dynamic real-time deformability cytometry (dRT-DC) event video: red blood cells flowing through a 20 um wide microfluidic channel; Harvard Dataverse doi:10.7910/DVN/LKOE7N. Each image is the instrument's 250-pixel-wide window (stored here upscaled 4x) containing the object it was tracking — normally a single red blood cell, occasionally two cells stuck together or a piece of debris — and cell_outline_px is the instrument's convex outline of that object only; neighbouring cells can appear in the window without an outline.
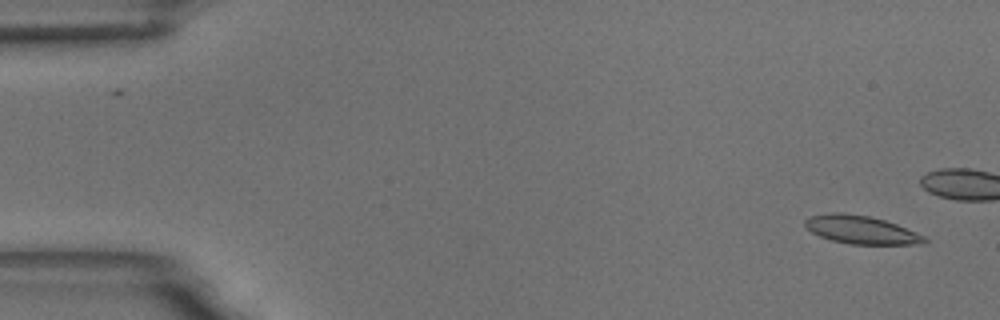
{"species": "common noctule bat (a hibernating species)", "species_latin": "Nyctalus noctula", "temperature_condition": "room temperature", "stored_images_in_passage": 59, "camera_frame_rate_fps": 3000, "um_per_image_px": 0.085, "animal": {"sex": "male", "body_mass_g": 18.8}, "frame": {"image": 1, "passage_image": 2, "time_ms": 0.333, "image_size_px": [1000, 320], "cell_outline_px": [[928, 240], [924, 244], [848, 244], [832, 240], [820, 236], [812, 232], [804, 224], [804, 220], [808, 216], [828, 212], [844, 212], [868, 216], [884, 220], [896, 224], [924, 236]], "centroid_in_image_um": [73.15, 19.52], "position_along_channel_um": 11.8, "area_um2": 19.59}}
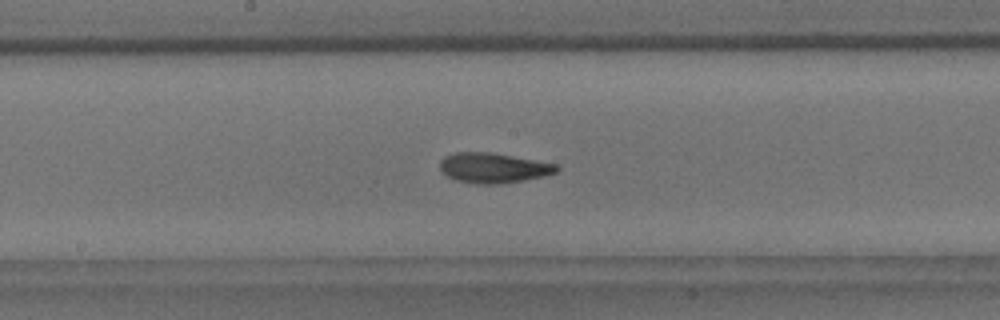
{"frame": {"image": 2, "passage_image": 30, "time_ms": 9.667, "image_size_px": [1000, 320], "cell_outline_px": [[560, 168], [556, 172], [544, 176], [524, 180], [500, 184], [476, 184], [456, 180], [440, 172], [440, 160], [456, 152], [492, 152], [556, 164]], "centroid_in_image_um": [41.93, 14.27], "position_along_channel_um": 206.3, "area_um2": 20.4}}
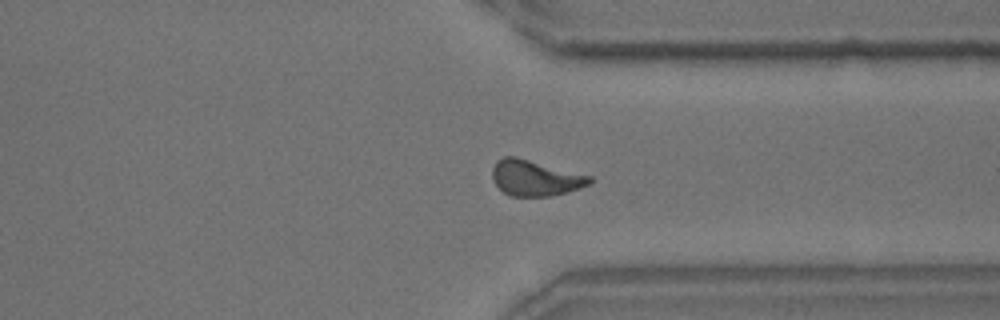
{"frame": {"image": 3, "passage_image": 44, "time_ms": 14.333, "image_size_px": [1000, 320], "cell_outline_px": [[592, 184], [580, 188], [548, 196], [512, 196], [504, 192], [496, 184], [492, 176], [492, 168], [496, 160], [504, 156], [516, 156], [592, 176]], "centroid_in_image_um": [45.49, 15.11], "position_along_channel_um": 365.9, "area_um2": 20.23}, "authors_computed_cell_mechanics": {"area_um2": 19.5942, "velocity_mm_per_s": 3.4275, "shape_relaxation_time_tau1_ms": 7.5487, "shape_relaxation_time_tau2_ms": 3.3617, "deformation_change_tau1": 0.1931, "deformation_change_tau2": 0.0986}}